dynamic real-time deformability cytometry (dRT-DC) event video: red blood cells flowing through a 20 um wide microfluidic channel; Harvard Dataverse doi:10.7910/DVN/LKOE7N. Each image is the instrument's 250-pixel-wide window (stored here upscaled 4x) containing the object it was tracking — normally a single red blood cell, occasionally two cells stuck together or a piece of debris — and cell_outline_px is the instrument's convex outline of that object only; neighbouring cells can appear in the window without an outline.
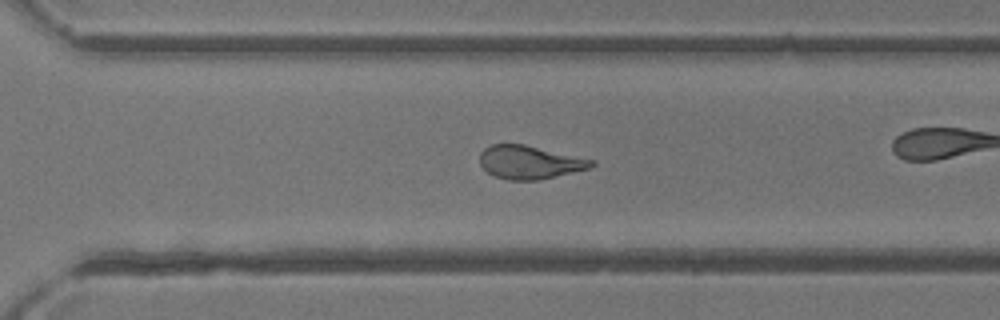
{"species": "common noctule bat (a hibernating species)", "species_latin": "Nyctalus noctula", "temperature_condition": "room temperature", "stored_images_in_passage": 29, "camera_frame_rate_fps": 3000, "um_per_image_px": 0.085, "animal": {"sex": "female"}, "frame": {"image": 1, "passage_image": 25, "time_ms": 8.0, "image_size_px": [1000, 320], "cell_outline_px": [[596, 164], [588, 168], [572, 172], [536, 180], [508, 180], [496, 176], [488, 172], [480, 164], [480, 152], [484, 148], [492, 144], [524, 144], [596, 160]], "centroid_in_image_um": [45.01, 13.77], "position_along_channel_um": 325.6, "area_um2": 21.5}}